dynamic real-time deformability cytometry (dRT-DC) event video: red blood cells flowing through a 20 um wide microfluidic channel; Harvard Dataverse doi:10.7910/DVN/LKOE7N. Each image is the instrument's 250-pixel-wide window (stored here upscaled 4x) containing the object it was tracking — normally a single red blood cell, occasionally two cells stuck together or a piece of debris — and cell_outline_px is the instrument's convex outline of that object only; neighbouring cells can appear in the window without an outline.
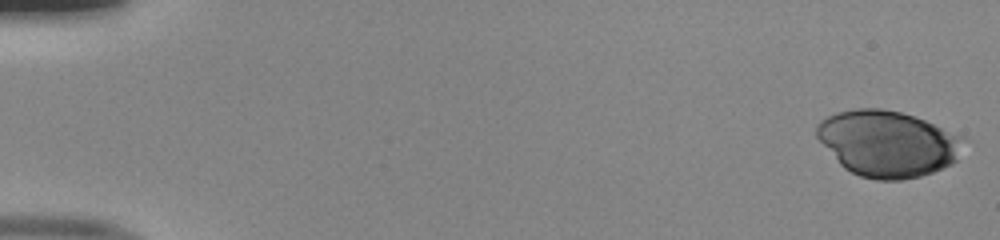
{"species": "human", "species_latin": "Homo sapiens", "temperature_condition": "room temperature", "stored_images_in_passage": 51, "camera_frame_rate_fps": 3000, "um_per_image_px": 0.085, "donor": {"sex": "male"}, "frame": {"image": 1, "passage_image": 1, "time_ms": 0.0, "image_size_px": [1000, 240], "cell_outline_px": [[964, 136], [956, 160], [952, 164], [932, 172], [920, 176], [900, 180], [876, 180], [860, 176], [844, 168], [840, 164], [816, 136], [816, 124], [820, 120], [836, 112], [856, 108], [880, 108], [900, 112], [916, 116]], "centroid_in_image_um": [75.44, 12.19], "position_along_channel_um": 9.6, "area_um2": 56.47}}